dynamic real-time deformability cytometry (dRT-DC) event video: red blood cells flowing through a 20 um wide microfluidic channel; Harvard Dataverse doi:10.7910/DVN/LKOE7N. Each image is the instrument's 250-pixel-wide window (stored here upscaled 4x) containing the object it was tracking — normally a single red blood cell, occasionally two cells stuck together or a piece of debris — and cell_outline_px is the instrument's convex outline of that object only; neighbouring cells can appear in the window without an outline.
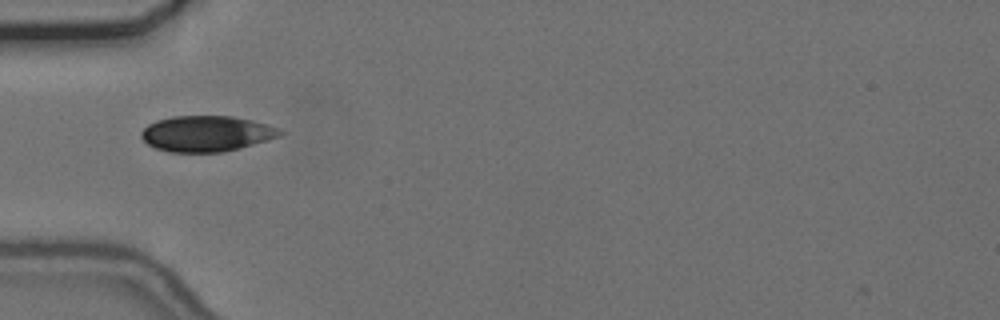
{"species": "common noctule bat (a hibernating species)", "species_latin": "Nyctalus noctula", "temperature_condition": "cold", "stored_images_in_passage": 38, "camera_frame_rate_fps": 3000, "um_per_image_px": 0.085, "animal": {"sex": "female", "body_mass_g": 24.6, "forearm_length_mm": 56.2}, "frame": {"image": 1, "passage_image": 1, "time_ms": 0.0, "image_size_px": [1000, 320], "cell_outline_px": [[284, 132], [280, 136], [268, 140], [240, 148], [224, 152], [168, 152], [156, 148], [148, 144], [140, 136], [140, 132], [148, 124], [156, 120], [172, 116], [232, 116], [252, 120], [268, 124], [280, 128]], "centroid_in_image_um": [17.56, 11.35], "position_along_channel_um": 67.4, "area_um2": 29.13}}
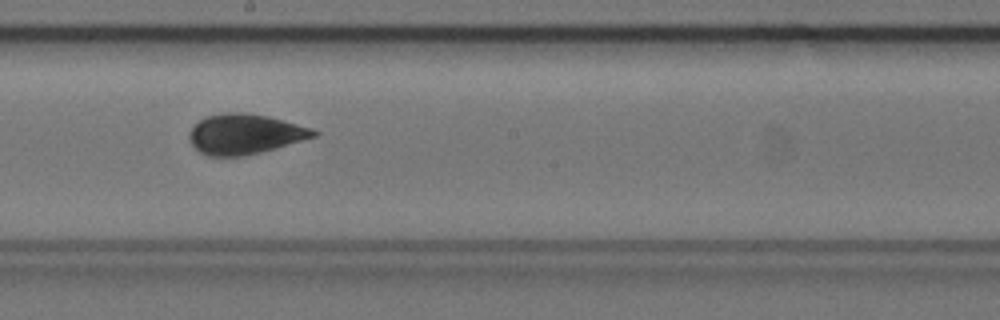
{"frame": {"image": 2, "passage_image": 14, "time_ms": 4.333, "image_size_px": [1000, 320], "cell_outline_px": [[320, 132], [316, 136], [276, 148], [244, 156], [204, 156], [192, 144], [188, 136], [192, 128], [200, 120], [208, 116], [228, 112], [244, 112], [268, 116], [312, 128]], "centroid_in_image_um": [20.82, 11.4], "position_along_channel_um": 227.4, "area_um2": 28.9}}
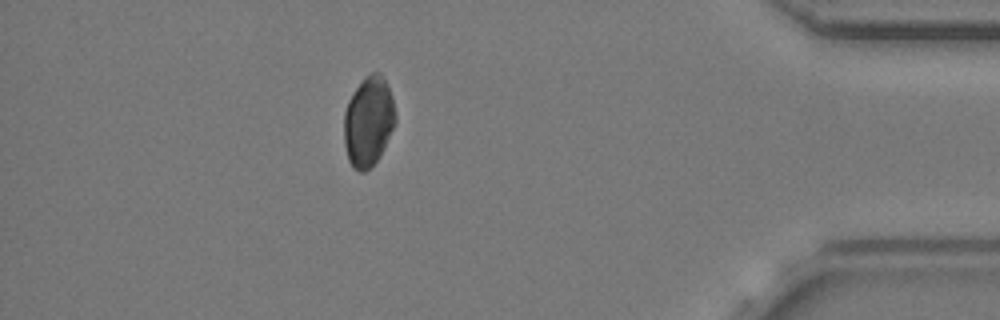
{"frame": {"image": 3, "passage_image": 32, "time_ms": 10.333, "image_size_px": [1000, 320], "cell_outline_px": [[396, 124], [380, 156], [364, 172], [360, 172], [352, 168], [348, 160], [344, 144], [344, 112], [348, 100], [364, 76], [372, 72], [380, 72], [392, 96], [396, 116]], "centroid_in_image_um": [31.31, 10.33], "position_along_channel_um": 403.9, "area_um2": 27.05}, "authors_computed_cell_mechanics": {"area_um2": 28.1486, "velocity_mm_per_s": 3.6812, "shape_relaxation_time_tau1_ms": 4.3636, "shape_relaxation_time_tau2_ms": null, "deformation_change_tau1": 0.1152, "deformation_change_tau2": null}}